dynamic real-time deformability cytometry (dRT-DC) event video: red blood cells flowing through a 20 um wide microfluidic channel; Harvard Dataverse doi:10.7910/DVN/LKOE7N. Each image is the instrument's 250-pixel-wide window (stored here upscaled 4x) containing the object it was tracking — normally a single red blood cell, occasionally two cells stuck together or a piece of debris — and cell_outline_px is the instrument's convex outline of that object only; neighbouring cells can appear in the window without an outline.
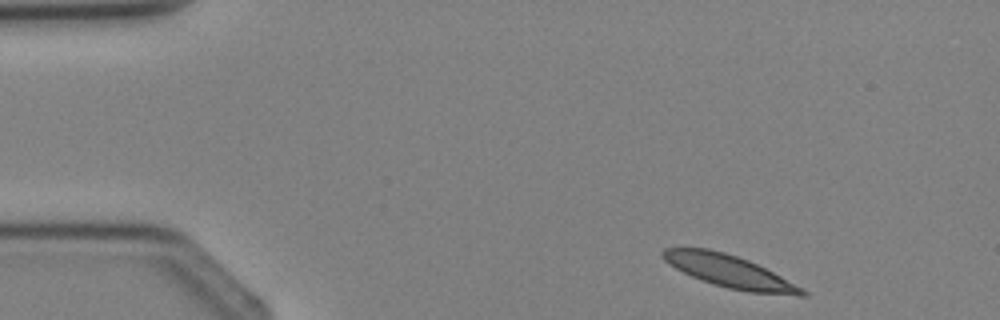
{"species": "Egyptian fruit bat (a non-hibernating species)", "species_latin": "Rousettus aegyptiacus", "temperature_condition": "cold", "stored_images_in_passage": 3, "camera_frame_rate_fps": 3000, "um_per_image_px": 0.085, "animal": {"sex": "female"}, "frame": {"image": 1, "passage_image": 1, "time_ms": 0.0, "image_size_px": [1000, 320], "cell_outline_px": [[808, 296], [800, 296], [748, 292], [728, 288], [692, 276], [668, 264], [660, 256], [660, 252], [664, 248], [708, 248], [724, 252], [748, 260], [804, 288], [808, 292]], "centroid_in_image_um": [62.01, 23.07], "position_along_channel_um": 23.0, "area_um2": 26.07}}
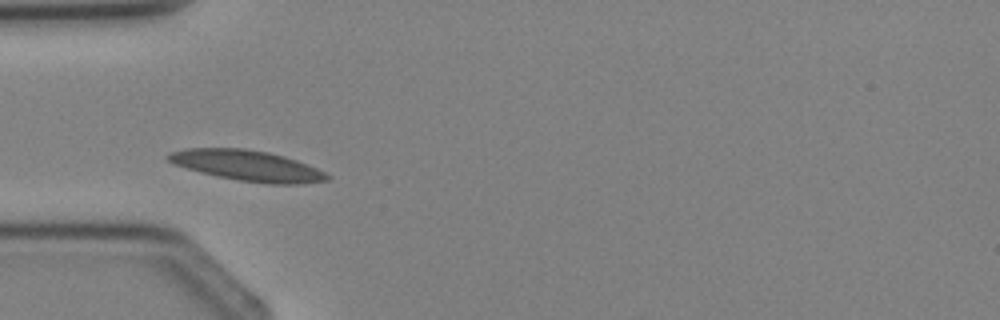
{"frame": {"image": 2, "passage_image": 3, "time_ms": 2.333, "image_size_px": [1000, 320], "cell_outline_px": [[332, 176], [328, 180], [300, 184], [268, 184], [240, 180], [216, 176], [200, 172], [176, 164], [168, 160], [164, 156], [168, 152], [184, 148], [244, 148], [268, 152], [284, 156], [296, 160], [316, 168]], "centroid_in_image_um": [21.01, 14.07], "position_along_channel_um": 64.0, "area_um2": 28.32}}